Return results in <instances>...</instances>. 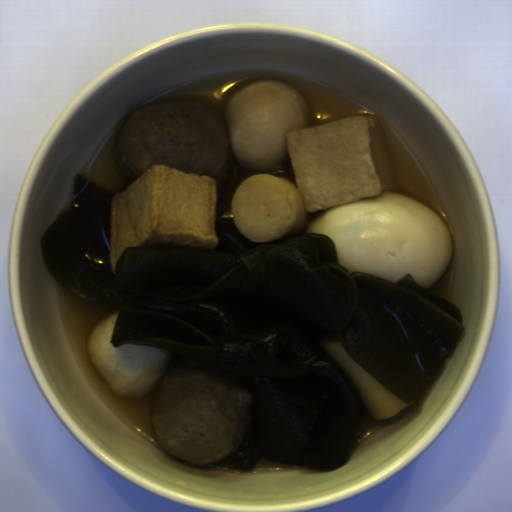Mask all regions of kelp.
Listing matches in <instances>:
<instances>
[{
	"label": "kelp",
	"instance_id": "1",
	"mask_svg": "<svg viewBox=\"0 0 512 512\" xmlns=\"http://www.w3.org/2000/svg\"><path fill=\"white\" fill-rule=\"evenodd\" d=\"M216 185L213 249L126 246L110 261L113 192L75 174L70 206L40 251L72 295L118 310L109 344L167 350L172 365L246 389L251 422L238 452L205 467L251 470L268 459L312 470L348 464L362 407L325 341L418 406L465 330L458 306L412 275L348 271L330 236L254 242L231 216L247 172L228 147Z\"/></svg>",
	"mask_w": 512,
	"mask_h": 512
}]
</instances>
